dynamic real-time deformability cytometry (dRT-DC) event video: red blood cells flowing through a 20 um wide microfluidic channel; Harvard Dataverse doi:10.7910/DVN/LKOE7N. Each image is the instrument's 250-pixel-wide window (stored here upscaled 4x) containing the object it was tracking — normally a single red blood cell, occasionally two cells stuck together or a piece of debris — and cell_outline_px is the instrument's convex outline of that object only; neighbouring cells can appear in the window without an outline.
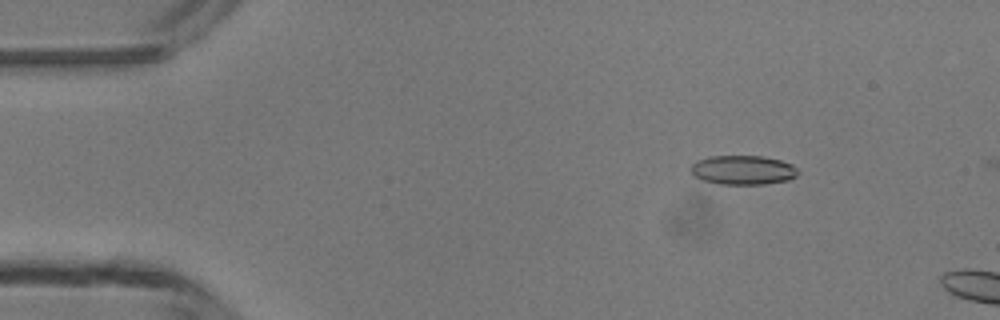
{"species": "common noctule bat (a hibernating species)", "species_latin": "Nyctalus noctula", "temperature_condition": "room temperature", "stored_images_in_passage": 3, "camera_frame_rate_fps": 3000, "um_per_image_px": 0.085, "animal": {"sex": "male", "body_mass_g": 13.3}, "frame": {"image": 1, "passage_image": 2, "time_ms": 1.333, "image_size_px": [1000, 320], "cell_outline_px": [[800, 172], [796, 176], [788, 180], [764, 184], [720, 184], [704, 180], [696, 176], [688, 168], [696, 160], [708, 156], [760, 156], [780, 160], [792, 164]], "centroid_in_image_um": [63.15, 14.44], "position_along_channel_um": 21.9, "area_um2": 18.26}}